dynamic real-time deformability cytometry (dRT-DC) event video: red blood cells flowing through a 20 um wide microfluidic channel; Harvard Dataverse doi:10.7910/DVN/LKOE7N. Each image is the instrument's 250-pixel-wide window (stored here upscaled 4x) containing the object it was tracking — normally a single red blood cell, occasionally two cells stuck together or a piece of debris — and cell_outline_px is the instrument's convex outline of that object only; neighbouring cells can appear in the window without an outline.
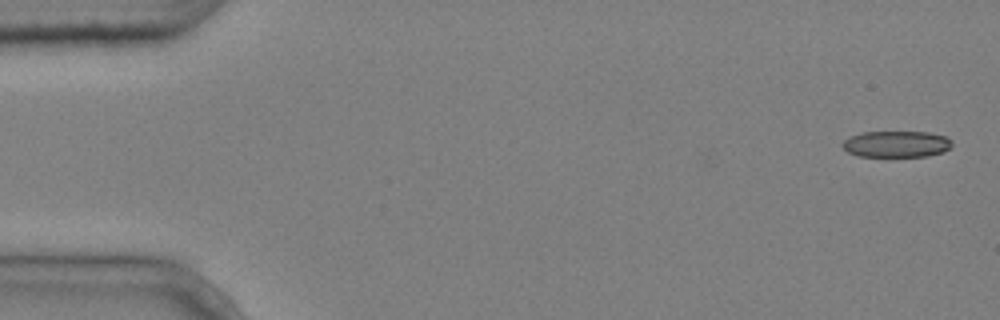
{"species": "common noctule bat (a hibernating species)", "species_latin": "Nyctalus noctula", "temperature_condition": "cold", "stored_images_in_passage": 4, "camera_frame_rate_fps": 3000, "um_per_image_px": 0.085, "animal": {"sex": "male", "body_mass_g": 20.4}, "frame": {"image": 1, "passage_image": 1, "time_ms": 0.0, "image_size_px": [1000, 320], "cell_outline_px": [[952, 148], [944, 152], [928, 156], [856, 156], [848, 152], [840, 144], [848, 136], [860, 132], [928, 132], [948, 136], [952, 140]], "centroid_in_image_um": [76.21, 12.24], "position_along_channel_um": 8.8, "area_um2": 17.17}}
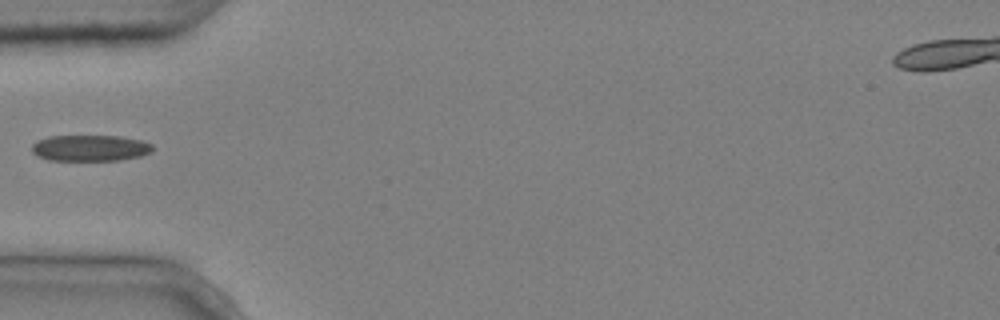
{"frame": {"image": 2, "passage_image": 4, "time_ms": 1.0, "image_size_px": [1000, 320], "cell_outline_px": [[152, 152], [140, 156], [120, 160], [48, 160], [36, 156], [32, 152], [32, 144], [36, 140], [48, 136], [120, 136], [140, 140], [152, 144]], "centroid_in_image_um": [7.62, 12.58], "position_along_channel_um": 77.4, "area_um2": 18.5}}